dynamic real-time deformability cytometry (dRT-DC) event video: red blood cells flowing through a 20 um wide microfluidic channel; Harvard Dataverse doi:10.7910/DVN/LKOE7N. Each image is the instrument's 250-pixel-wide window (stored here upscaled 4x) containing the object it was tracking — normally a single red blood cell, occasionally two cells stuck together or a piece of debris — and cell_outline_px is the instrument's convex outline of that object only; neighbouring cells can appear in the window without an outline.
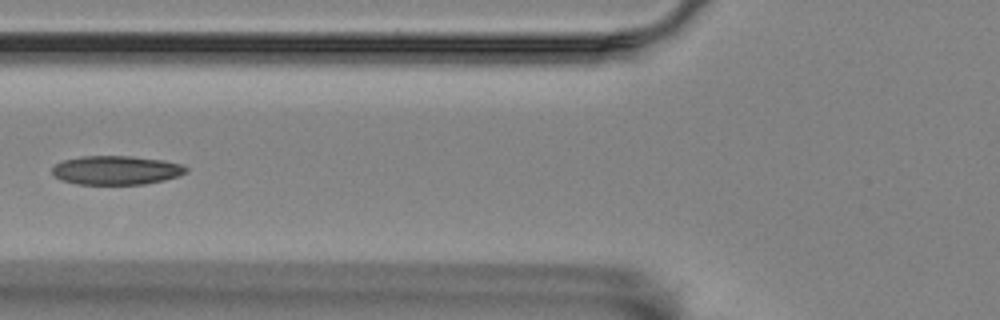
{"species": "Egyptian fruit bat (a non-hibernating species)", "species_latin": "Rousettus aegyptiacus", "temperature_condition": "room temperature", "stored_images_in_passage": 6, "camera_frame_rate_fps": 3000, "um_per_image_px": 0.085, "animal": {"sex": "female"}, "frame": {"image": 1, "passage_image": 4, "time_ms": 1.0, "image_size_px": [1000, 320], "cell_outline_px": [[188, 172], [180, 176], [164, 180], [144, 184], [76, 184], [60, 180], [52, 176], [52, 168], [56, 164], [64, 160], [80, 156], [132, 156], [164, 160], [184, 164], [188, 168]], "centroid_in_image_um": [9.9, 14.47], "position_along_channel_um": 115.9, "area_um2": 22.89}}
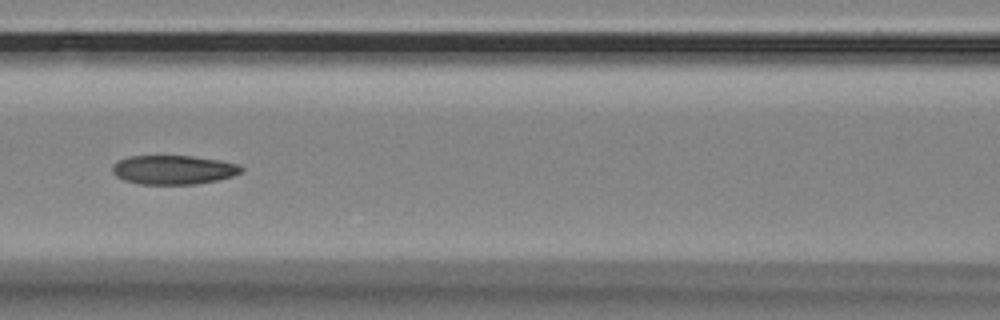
{"frame": {"image": 2, "passage_image": 5, "time_ms": 1.333, "image_size_px": [1000, 320], "cell_outline_px": [[244, 172], [232, 176], [216, 180], [196, 184], [140, 184], [124, 180], [116, 176], [112, 172], [112, 164], [116, 160], [128, 156], [192, 156], [220, 160], [240, 164], [244, 168]], "centroid_in_image_um": [14.74, 14.42], "position_along_channel_um": 151.9, "area_um2": 22.08}}
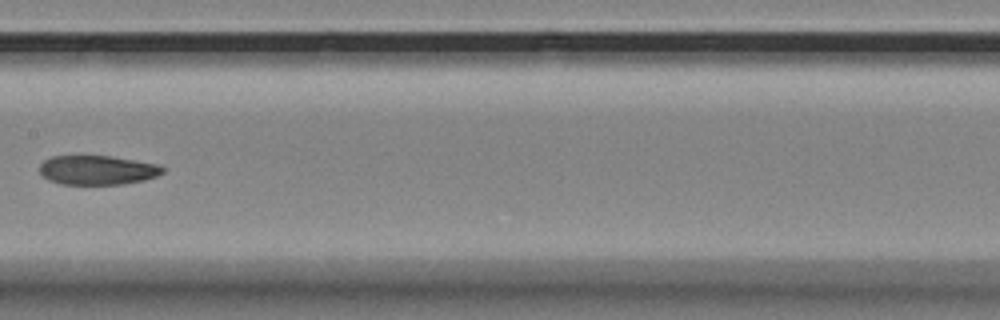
{"frame": {"image": 3, "passage_image": 6, "time_ms": 1.667, "image_size_px": [1000, 320], "cell_outline_px": [[164, 172], [156, 176], [144, 180], [124, 184], [60, 184], [48, 180], [40, 172], [40, 164], [44, 160], [52, 156], [112, 156], [160, 164], [164, 168]], "centroid_in_image_um": [8.3, 14.45], "position_along_channel_um": 199.1, "area_um2": 21.1}}